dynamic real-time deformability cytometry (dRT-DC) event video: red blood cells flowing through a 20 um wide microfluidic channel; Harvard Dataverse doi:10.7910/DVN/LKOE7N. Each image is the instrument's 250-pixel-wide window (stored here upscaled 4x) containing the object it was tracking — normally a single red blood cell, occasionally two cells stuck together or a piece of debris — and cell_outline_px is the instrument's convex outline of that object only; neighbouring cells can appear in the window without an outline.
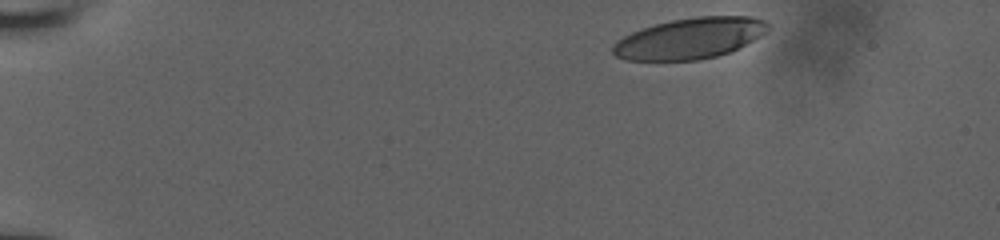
{"species": "human", "species_latin": "Homo sapiens", "temperature_condition": "room temperature", "stored_images_in_passage": 36, "camera_frame_rate_fps": 3000, "um_per_image_px": 0.085, "donor": {"sex": "male"}, "frame": {"image": 1, "passage_image": 1, "time_ms": 0.0, "image_size_px": [1000, 240], "cell_outline_px": [[768, 28], [760, 36], [732, 52], [716, 56], [696, 60], [624, 60], [616, 56], [612, 52], [612, 48], [624, 36], [632, 32], [656, 24], [672, 20], [696, 16], [752, 16], [764, 20], [768, 24]], "centroid_in_image_um": [58.66, 3.26], "position_along_channel_um": 26.3, "area_um2": 36.7}}
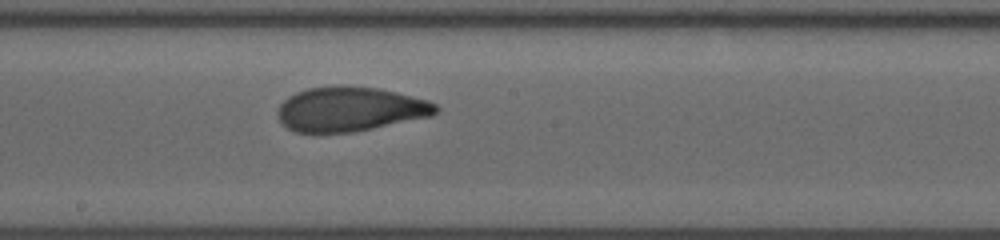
{"frame": {"image": 2, "passage_image": 22, "time_ms": 8.0, "image_size_px": [1000, 240], "cell_outline_px": [[440, 108], [432, 116], [352, 132], [296, 132], [288, 128], [280, 120], [276, 112], [280, 104], [288, 96], [296, 92], [308, 88], [340, 84], [380, 88], [428, 100], [436, 104]], "centroid_in_image_um": [29.75, 9.25], "position_along_channel_um": 218.4, "area_um2": 41.15}}
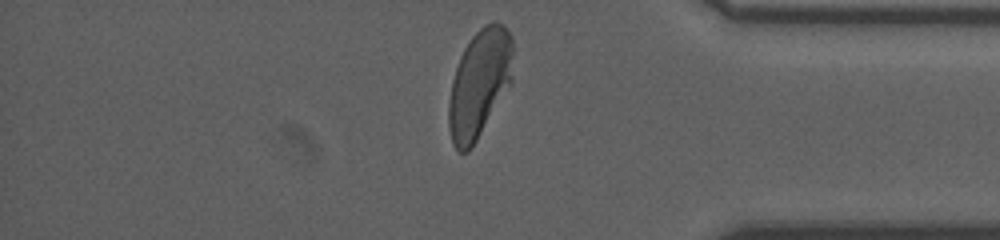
{"frame": {"image": 3, "passage_image": 35, "time_ms": 13.0, "image_size_px": [1000, 240], "cell_outline_px": [[512, 84], [476, 140], [468, 152], [460, 152], [452, 144], [448, 128], [448, 104], [452, 80], [460, 56], [464, 48], [472, 36], [484, 24], [492, 20], [496, 20], [504, 24], [512, 36]], "centroid_in_image_um": [40.75, 7.08], "position_along_channel_um": 394.4, "area_um2": 40.86}, "authors_computed_cell_mechanics": {"area_um2": 40.7779, "velocity_mm_per_s": 3.8345, "shape_relaxation_time_tau1_ms": 5.2693, "shape_relaxation_time_tau2_ms": 1.1485, "deformation_change_tau1": 0.2116, "deformation_change_tau2": 0.0675}}